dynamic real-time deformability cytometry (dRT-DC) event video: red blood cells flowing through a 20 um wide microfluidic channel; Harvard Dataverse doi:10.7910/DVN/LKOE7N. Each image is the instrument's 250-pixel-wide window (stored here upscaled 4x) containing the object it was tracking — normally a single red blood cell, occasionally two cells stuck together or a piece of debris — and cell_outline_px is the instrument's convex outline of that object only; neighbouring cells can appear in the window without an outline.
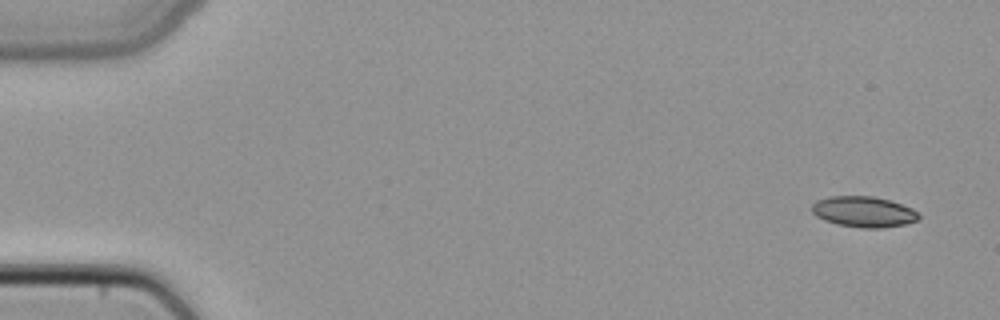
{"species": "common noctule bat (a hibernating species)", "species_latin": "Nyctalus noctula", "temperature_condition": "cold", "stored_images_in_passage": 5, "camera_frame_rate_fps": 3000, "um_per_image_px": 0.085, "animal": {"sex": "female", "body_mass_g": 22.7, "forearm_length_mm": 54.2}, "frame": {"image": 1, "passage_image": 1, "time_ms": 0.0, "image_size_px": [1000, 320], "cell_outline_px": [[920, 216], [916, 220], [904, 224], [880, 228], [860, 228], [836, 224], [824, 220], [816, 216], [812, 212], [812, 204], [816, 200], [828, 196], [872, 196], [888, 200], [912, 208]], "centroid_in_image_um": [73.35, 18.0], "position_along_channel_um": 11.6, "area_um2": 19.07}}
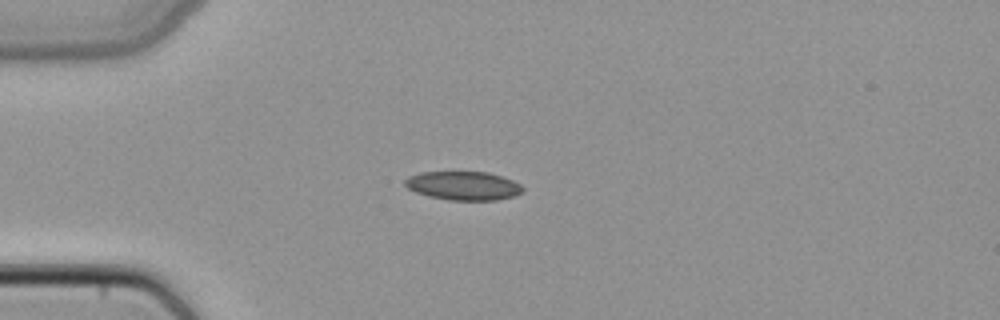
{"frame": {"image": 2, "passage_image": 4, "time_ms": 1.0, "image_size_px": [1000, 320], "cell_outline_px": [[524, 192], [512, 196], [496, 200], [448, 200], [428, 196], [416, 192], [408, 188], [404, 184], [404, 180], [408, 176], [420, 172], [488, 172], [512, 180], [520, 184], [524, 188]], "centroid_in_image_um": [39.37, 15.78], "position_along_channel_um": 45.6, "area_um2": 19.71}}